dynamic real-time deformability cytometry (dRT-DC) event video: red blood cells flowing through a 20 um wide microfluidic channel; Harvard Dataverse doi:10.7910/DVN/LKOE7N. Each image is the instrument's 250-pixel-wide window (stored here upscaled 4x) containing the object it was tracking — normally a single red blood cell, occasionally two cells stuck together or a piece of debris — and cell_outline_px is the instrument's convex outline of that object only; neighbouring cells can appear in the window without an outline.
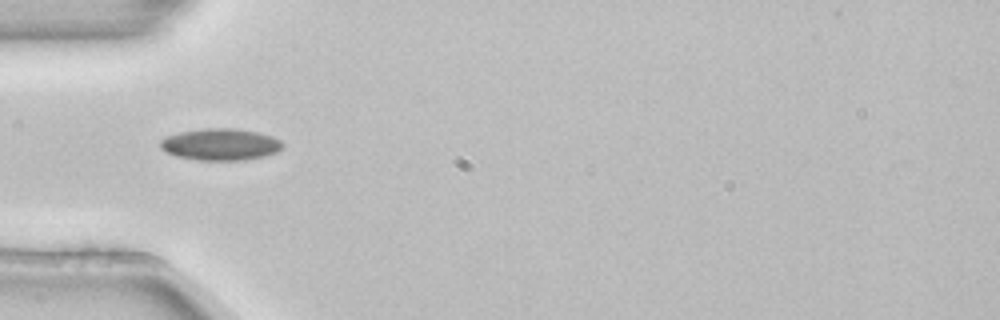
{"species": "common noctule bat (a hibernating species)", "species_latin": "Nyctalus noctula", "temperature_condition": "room temperature", "stored_images_in_passage": 3, "camera_frame_rate_fps": 3000, "um_per_image_px": 0.085, "animal": {"sex": "female", "body_mass_g": 22.7, "forearm_length_mm": 54.2}, "frame": {"image": 1, "passage_image": 1, "time_ms": 0.0, "image_size_px": [1000, 320], "cell_outline_px": [[284, 144], [276, 152], [264, 156], [244, 160], [196, 160], [176, 156], [164, 152], [160, 148], [160, 140], [168, 136], [180, 132], [204, 128], [232, 128], [256, 132], [272, 136], [280, 140]], "centroid_in_image_um": [18.71, 12.28], "position_along_channel_um": 66.3, "area_um2": 22.6}}